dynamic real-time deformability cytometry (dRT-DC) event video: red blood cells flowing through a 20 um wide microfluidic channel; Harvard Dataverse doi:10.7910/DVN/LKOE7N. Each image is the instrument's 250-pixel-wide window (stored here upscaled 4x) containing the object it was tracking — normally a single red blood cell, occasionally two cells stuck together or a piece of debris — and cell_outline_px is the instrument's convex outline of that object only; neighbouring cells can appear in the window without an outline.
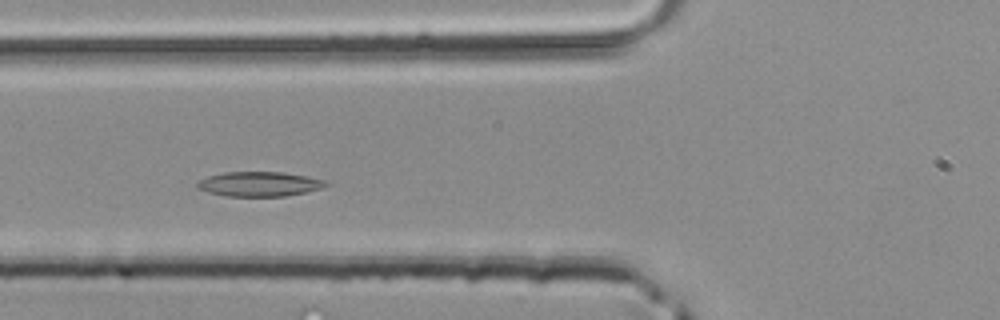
{"species": "common noctule bat (a hibernating species)", "species_latin": "Nyctalus noctula", "temperature_condition": "room temperature", "stored_images_in_passage": 40, "camera_frame_rate_fps": 3000, "um_per_image_px": 0.085, "animal": {"sex": "male", "body_mass_g": 20.4}, "frame": {"image": 1, "passage_image": 11, "time_ms": 3.333, "image_size_px": [1000, 320], "cell_outline_px": [[328, 184], [324, 188], [308, 192], [284, 196], [224, 196], [208, 192], [196, 188], [196, 184], [200, 180], [208, 176], [224, 172], [284, 172], [324, 180]], "centroid_in_image_um": [22.03, 15.65], "position_along_channel_um": 103.8, "area_um2": 18.5}}
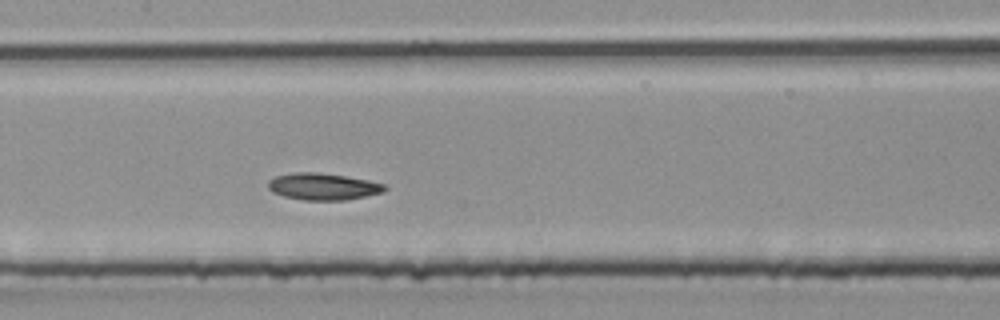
{"frame": {"image": 2, "passage_image": 16, "time_ms": 5.0, "image_size_px": [1000, 320], "cell_outline_px": [[388, 188], [384, 192], [344, 200], [304, 200], [284, 196], [272, 192], [268, 188], [268, 180], [276, 176], [296, 172], [316, 172], [344, 176], [368, 180], [384, 184]], "centroid_in_image_um": [27.45, 15.85], "position_along_channel_um": 180.0, "area_um2": 18.09}}
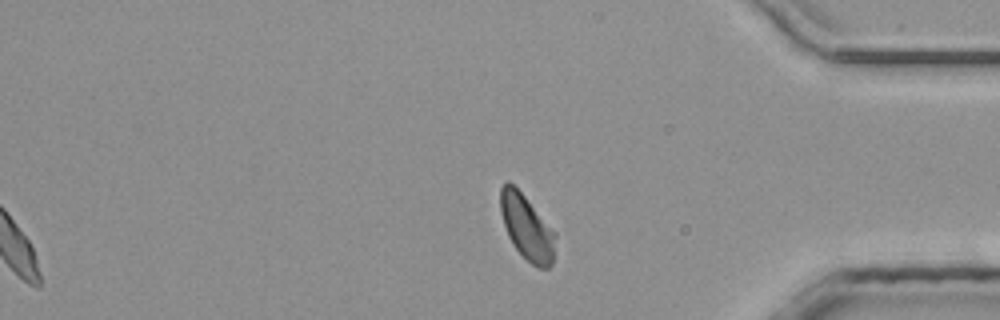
{"frame": {"image": 3, "passage_image": 40, "time_ms": 13.0, "image_size_px": [1000, 320], "cell_outline_px": [[556, 236], [552, 264], [548, 268], [540, 268], [532, 264], [516, 248], [508, 236], [500, 212], [500, 188], [508, 180], [524, 196], [556, 232]], "centroid_in_image_um": [44.78, 19.32], "position_along_channel_um": 390.4, "area_um2": 20.46}}